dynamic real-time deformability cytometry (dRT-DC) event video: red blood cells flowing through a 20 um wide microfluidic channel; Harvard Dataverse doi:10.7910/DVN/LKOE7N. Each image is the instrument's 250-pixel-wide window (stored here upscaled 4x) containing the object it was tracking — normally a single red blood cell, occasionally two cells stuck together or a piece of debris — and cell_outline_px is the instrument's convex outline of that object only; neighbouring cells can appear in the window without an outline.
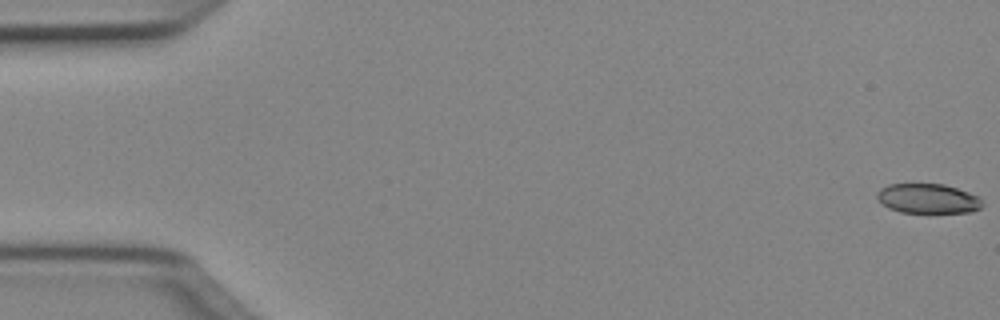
{"species": "Egyptian fruit bat (a non-hibernating species)", "species_latin": "Rousettus aegyptiacus", "temperature_condition": "cold", "stored_images_in_passage": 50, "camera_frame_rate_fps": 3000, "um_per_image_px": 0.085, "animal": {"sex": "female"}, "frame": {"image": 1, "passage_image": 1, "time_ms": 0.0, "image_size_px": [1000, 320], "cell_outline_px": [[984, 204], [980, 208], [972, 212], [900, 212], [888, 208], [876, 196], [876, 192], [880, 188], [888, 184], [944, 184], [968, 192], [976, 196]], "centroid_in_image_um": [78.85, 16.87], "position_along_channel_um": 6.2, "area_um2": 18.03}}
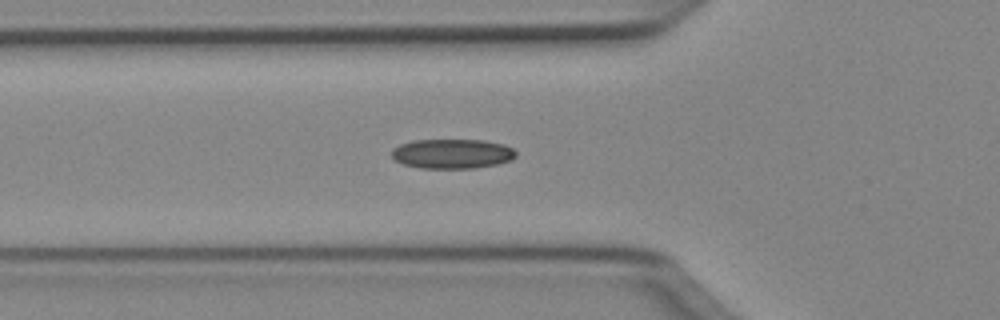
{"frame": {"image": 2, "passage_image": 18, "time_ms": 5.667, "image_size_px": [1000, 320], "cell_outline_px": [[516, 156], [512, 160], [496, 164], [472, 168], [420, 168], [404, 164], [396, 160], [392, 156], [392, 148], [400, 144], [412, 140], [484, 140], [504, 144], [512, 148], [516, 152]], "centroid_in_image_um": [38.44, 13.06], "position_along_channel_um": 87.4, "area_um2": 21.44}}
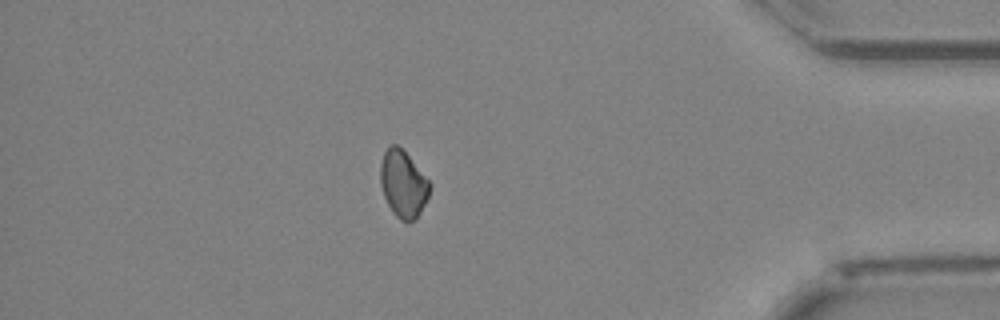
{"frame": {"image": 3, "passage_image": 44, "time_ms": 14.333, "image_size_px": [1000, 320], "cell_outline_px": [[432, 184], [428, 196], [416, 220], [408, 224], [400, 220], [392, 212], [384, 196], [380, 184], [380, 164], [384, 152], [388, 144], [396, 144], [408, 156]], "centroid_in_image_um": [34.25, 15.66], "position_along_channel_um": 400.9, "area_um2": 19.31}}